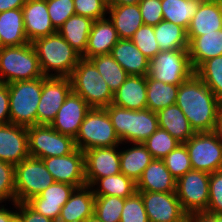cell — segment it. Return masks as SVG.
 <instances>
[{
    "label": "cell",
    "mask_w": 222,
    "mask_h": 222,
    "mask_svg": "<svg viewBox=\"0 0 222 222\" xmlns=\"http://www.w3.org/2000/svg\"><path fill=\"white\" fill-rule=\"evenodd\" d=\"M175 104L195 132L217 130L221 101L196 74L179 85Z\"/></svg>",
    "instance_id": "obj_1"
},
{
    "label": "cell",
    "mask_w": 222,
    "mask_h": 222,
    "mask_svg": "<svg viewBox=\"0 0 222 222\" xmlns=\"http://www.w3.org/2000/svg\"><path fill=\"white\" fill-rule=\"evenodd\" d=\"M32 44L44 76L69 77L82 58L58 32L38 38Z\"/></svg>",
    "instance_id": "obj_2"
},
{
    "label": "cell",
    "mask_w": 222,
    "mask_h": 222,
    "mask_svg": "<svg viewBox=\"0 0 222 222\" xmlns=\"http://www.w3.org/2000/svg\"><path fill=\"white\" fill-rule=\"evenodd\" d=\"M105 109L122 144L143 143L159 128L156 112L149 109L130 110L113 104Z\"/></svg>",
    "instance_id": "obj_3"
},
{
    "label": "cell",
    "mask_w": 222,
    "mask_h": 222,
    "mask_svg": "<svg viewBox=\"0 0 222 222\" xmlns=\"http://www.w3.org/2000/svg\"><path fill=\"white\" fill-rule=\"evenodd\" d=\"M69 78L72 92L81 96L91 108L112 104V91L89 59L81 58Z\"/></svg>",
    "instance_id": "obj_4"
},
{
    "label": "cell",
    "mask_w": 222,
    "mask_h": 222,
    "mask_svg": "<svg viewBox=\"0 0 222 222\" xmlns=\"http://www.w3.org/2000/svg\"><path fill=\"white\" fill-rule=\"evenodd\" d=\"M44 77L32 43L4 47L0 51V82L33 80Z\"/></svg>",
    "instance_id": "obj_5"
},
{
    "label": "cell",
    "mask_w": 222,
    "mask_h": 222,
    "mask_svg": "<svg viewBox=\"0 0 222 222\" xmlns=\"http://www.w3.org/2000/svg\"><path fill=\"white\" fill-rule=\"evenodd\" d=\"M10 123L37 125V108L42 92V77L8 83Z\"/></svg>",
    "instance_id": "obj_6"
},
{
    "label": "cell",
    "mask_w": 222,
    "mask_h": 222,
    "mask_svg": "<svg viewBox=\"0 0 222 222\" xmlns=\"http://www.w3.org/2000/svg\"><path fill=\"white\" fill-rule=\"evenodd\" d=\"M122 144L105 108H91L75 138L76 148L83 152L92 148Z\"/></svg>",
    "instance_id": "obj_7"
},
{
    "label": "cell",
    "mask_w": 222,
    "mask_h": 222,
    "mask_svg": "<svg viewBox=\"0 0 222 222\" xmlns=\"http://www.w3.org/2000/svg\"><path fill=\"white\" fill-rule=\"evenodd\" d=\"M195 74L187 49L160 51L149 62L147 76L165 84L180 85Z\"/></svg>",
    "instance_id": "obj_8"
},
{
    "label": "cell",
    "mask_w": 222,
    "mask_h": 222,
    "mask_svg": "<svg viewBox=\"0 0 222 222\" xmlns=\"http://www.w3.org/2000/svg\"><path fill=\"white\" fill-rule=\"evenodd\" d=\"M16 203L27 202L55 181L40 158L27 157L15 166Z\"/></svg>",
    "instance_id": "obj_9"
},
{
    "label": "cell",
    "mask_w": 222,
    "mask_h": 222,
    "mask_svg": "<svg viewBox=\"0 0 222 222\" xmlns=\"http://www.w3.org/2000/svg\"><path fill=\"white\" fill-rule=\"evenodd\" d=\"M29 155L35 158L65 156L76 149L75 139L61 134L50 125L37 124L27 127Z\"/></svg>",
    "instance_id": "obj_10"
},
{
    "label": "cell",
    "mask_w": 222,
    "mask_h": 222,
    "mask_svg": "<svg viewBox=\"0 0 222 222\" xmlns=\"http://www.w3.org/2000/svg\"><path fill=\"white\" fill-rule=\"evenodd\" d=\"M193 170L213 173L222 162V137L217 131L196 132L184 143Z\"/></svg>",
    "instance_id": "obj_11"
},
{
    "label": "cell",
    "mask_w": 222,
    "mask_h": 222,
    "mask_svg": "<svg viewBox=\"0 0 222 222\" xmlns=\"http://www.w3.org/2000/svg\"><path fill=\"white\" fill-rule=\"evenodd\" d=\"M209 180V173L193 169L176 180L175 193L189 217L195 213L207 212Z\"/></svg>",
    "instance_id": "obj_12"
},
{
    "label": "cell",
    "mask_w": 222,
    "mask_h": 222,
    "mask_svg": "<svg viewBox=\"0 0 222 222\" xmlns=\"http://www.w3.org/2000/svg\"><path fill=\"white\" fill-rule=\"evenodd\" d=\"M71 91L69 77H42V92L37 108V124L50 125Z\"/></svg>",
    "instance_id": "obj_13"
},
{
    "label": "cell",
    "mask_w": 222,
    "mask_h": 222,
    "mask_svg": "<svg viewBox=\"0 0 222 222\" xmlns=\"http://www.w3.org/2000/svg\"><path fill=\"white\" fill-rule=\"evenodd\" d=\"M149 222H189L175 192H138Z\"/></svg>",
    "instance_id": "obj_14"
},
{
    "label": "cell",
    "mask_w": 222,
    "mask_h": 222,
    "mask_svg": "<svg viewBox=\"0 0 222 222\" xmlns=\"http://www.w3.org/2000/svg\"><path fill=\"white\" fill-rule=\"evenodd\" d=\"M55 182L67 183L76 188L86 186L85 154L76 148L65 156H53L42 159Z\"/></svg>",
    "instance_id": "obj_15"
},
{
    "label": "cell",
    "mask_w": 222,
    "mask_h": 222,
    "mask_svg": "<svg viewBox=\"0 0 222 222\" xmlns=\"http://www.w3.org/2000/svg\"><path fill=\"white\" fill-rule=\"evenodd\" d=\"M118 146L98 147L84 151L85 179L88 186L98 178L121 173Z\"/></svg>",
    "instance_id": "obj_16"
},
{
    "label": "cell",
    "mask_w": 222,
    "mask_h": 222,
    "mask_svg": "<svg viewBox=\"0 0 222 222\" xmlns=\"http://www.w3.org/2000/svg\"><path fill=\"white\" fill-rule=\"evenodd\" d=\"M90 109L91 107L81 96L71 91L50 126L57 132L75 139Z\"/></svg>",
    "instance_id": "obj_17"
},
{
    "label": "cell",
    "mask_w": 222,
    "mask_h": 222,
    "mask_svg": "<svg viewBox=\"0 0 222 222\" xmlns=\"http://www.w3.org/2000/svg\"><path fill=\"white\" fill-rule=\"evenodd\" d=\"M29 156L27 127L13 123L0 126V160L16 166Z\"/></svg>",
    "instance_id": "obj_18"
},
{
    "label": "cell",
    "mask_w": 222,
    "mask_h": 222,
    "mask_svg": "<svg viewBox=\"0 0 222 222\" xmlns=\"http://www.w3.org/2000/svg\"><path fill=\"white\" fill-rule=\"evenodd\" d=\"M75 189L76 187L70 184L54 182L26 203L37 213L57 222L62 207L69 200Z\"/></svg>",
    "instance_id": "obj_19"
},
{
    "label": "cell",
    "mask_w": 222,
    "mask_h": 222,
    "mask_svg": "<svg viewBox=\"0 0 222 222\" xmlns=\"http://www.w3.org/2000/svg\"><path fill=\"white\" fill-rule=\"evenodd\" d=\"M22 11L29 43L57 32L50 21L46 0H27Z\"/></svg>",
    "instance_id": "obj_20"
},
{
    "label": "cell",
    "mask_w": 222,
    "mask_h": 222,
    "mask_svg": "<svg viewBox=\"0 0 222 222\" xmlns=\"http://www.w3.org/2000/svg\"><path fill=\"white\" fill-rule=\"evenodd\" d=\"M95 195L88 185L76 188L61 209L57 222H85L94 215Z\"/></svg>",
    "instance_id": "obj_21"
},
{
    "label": "cell",
    "mask_w": 222,
    "mask_h": 222,
    "mask_svg": "<svg viewBox=\"0 0 222 222\" xmlns=\"http://www.w3.org/2000/svg\"><path fill=\"white\" fill-rule=\"evenodd\" d=\"M146 76L129 75L113 93L112 104L130 110L147 109Z\"/></svg>",
    "instance_id": "obj_22"
},
{
    "label": "cell",
    "mask_w": 222,
    "mask_h": 222,
    "mask_svg": "<svg viewBox=\"0 0 222 222\" xmlns=\"http://www.w3.org/2000/svg\"><path fill=\"white\" fill-rule=\"evenodd\" d=\"M137 192H175L176 179L163 160L153 159L136 182Z\"/></svg>",
    "instance_id": "obj_23"
},
{
    "label": "cell",
    "mask_w": 222,
    "mask_h": 222,
    "mask_svg": "<svg viewBox=\"0 0 222 222\" xmlns=\"http://www.w3.org/2000/svg\"><path fill=\"white\" fill-rule=\"evenodd\" d=\"M119 37L109 18L95 20L88 37V44L82 58L89 59L97 55L110 54Z\"/></svg>",
    "instance_id": "obj_24"
},
{
    "label": "cell",
    "mask_w": 222,
    "mask_h": 222,
    "mask_svg": "<svg viewBox=\"0 0 222 222\" xmlns=\"http://www.w3.org/2000/svg\"><path fill=\"white\" fill-rule=\"evenodd\" d=\"M222 29V2L201 1L187 29V37H197Z\"/></svg>",
    "instance_id": "obj_25"
},
{
    "label": "cell",
    "mask_w": 222,
    "mask_h": 222,
    "mask_svg": "<svg viewBox=\"0 0 222 222\" xmlns=\"http://www.w3.org/2000/svg\"><path fill=\"white\" fill-rule=\"evenodd\" d=\"M128 75L146 76L150 60L135 46L131 39H119L110 53Z\"/></svg>",
    "instance_id": "obj_26"
},
{
    "label": "cell",
    "mask_w": 222,
    "mask_h": 222,
    "mask_svg": "<svg viewBox=\"0 0 222 222\" xmlns=\"http://www.w3.org/2000/svg\"><path fill=\"white\" fill-rule=\"evenodd\" d=\"M107 13L119 39H131L135 32L144 25L138 4L108 5Z\"/></svg>",
    "instance_id": "obj_27"
},
{
    "label": "cell",
    "mask_w": 222,
    "mask_h": 222,
    "mask_svg": "<svg viewBox=\"0 0 222 222\" xmlns=\"http://www.w3.org/2000/svg\"><path fill=\"white\" fill-rule=\"evenodd\" d=\"M187 38V50L194 70L204 61L222 55V29Z\"/></svg>",
    "instance_id": "obj_28"
},
{
    "label": "cell",
    "mask_w": 222,
    "mask_h": 222,
    "mask_svg": "<svg viewBox=\"0 0 222 222\" xmlns=\"http://www.w3.org/2000/svg\"><path fill=\"white\" fill-rule=\"evenodd\" d=\"M156 114L159 128L166 130L181 143L187 142L196 133L176 104L160 109Z\"/></svg>",
    "instance_id": "obj_29"
},
{
    "label": "cell",
    "mask_w": 222,
    "mask_h": 222,
    "mask_svg": "<svg viewBox=\"0 0 222 222\" xmlns=\"http://www.w3.org/2000/svg\"><path fill=\"white\" fill-rule=\"evenodd\" d=\"M0 38L4 47L29 43L24 29L22 8L0 12Z\"/></svg>",
    "instance_id": "obj_30"
},
{
    "label": "cell",
    "mask_w": 222,
    "mask_h": 222,
    "mask_svg": "<svg viewBox=\"0 0 222 222\" xmlns=\"http://www.w3.org/2000/svg\"><path fill=\"white\" fill-rule=\"evenodd\" d=\"M94 20L81 15L71 16L57 32L81 56L85 53Z\"/></svg>",
    "instance_id": "obj_31"
},
{
    "label": "cell",
    "mask_w": 222,
    "mask_h": 222,
    "mask_svg": "<svg viewBox=\"0 0 222 222\" xmlns=\"http://www.w3.org/2000/svg\"><path fill=\"white\" fill-rule=\"evenodd\" d=\"M131 145V148L120 151V170L137 182L154 158L143 143H131Z\"/></svg>",
    "instance_id": "obj_32"
},
{
    "label": "cell",
    "mask_w": 222,
    "mask_h": 222,
    "mask_svg": "<svg viewBox=\"0 0 222 222\" xmlns=\"http://www.w3.org/2000/svg\"><path fill=\"white\" fill-rule=\"evenodd\" d=\"M90 187L95 196H116L126 199L137 192L136 182L123 173L98 178Z\"/></svg>",
    "instance_id": "obj_33"
},
{
    "label": "cell",
    "mask_w": 222,
    "mask_h": 222,
    "mask_svg": "<svg viewBox=\"0 0 222 222\" xmlns=\"http://www.w3.org/2000/svg\"><path fill=\"white\" fill-rule=\"evenodd\" d=\"M154 34L160 51L188 49L187 30L182 26L162 20L154 26Z\"/></svg>",
    "instance_id": "obj_34"
},
{
    "label": "cell",
    "mask_w": 222,
    "mask_h": 222,
    "mask_svg": "<svg viewBox=\"0 0 222 222\" xmlns=\"http://www.w3.org/2000/svg\"><path fill=\"white\" fill-rule=\"evenodd\" d=\"M202 0H161L163 20L188 29Z\"/></svg>",
    "instance_id": "obj_35"
},
{
    "label": "cell",
    "mask_w": 222,
    "mask_h": 222,
    "mask_svg": "<svg viewBox=\"0 0 222 222\" xmlns=\"http://www.w3.org/2000/svg\"><path fill=\"white\" fill-rule=\"evenodd\" d=\"M147 109L157 112L176 103L179 85L165 84L146 75Z\"/></svg>",
    "instance_id": "obj_36"
},
{
    "label": "cell",
    "mask_w": 222,
    "mask_h": 222,
    "mask_svg": "<svg viewBox=\"0 0 222 222\" xmlns=\"http://www.w3.org/2000/svg\"><path fill=\"white\" fill-rule=\"evenodd\" d=\"M89 60L95 65L112 93L117 91L129 76L111 54L97 55Z\"/></svg>",
    "instance_id": "obj_37"
},
{
    "label": "cell",
    "mask_w": 222,
    "mask_h": 222,
    "mask_svg": "<svg viewBox=\"0 0 222 222\" xmlns=\"http://www.w3.org/2000/svg\"><path fill=\"white\" fill-rule=\"evenodd\" d=\"M195 74L222 102V55L204 61L195 70Z\"/></svg>",
    "instance_id": "obj_38"
},
{
    "label": "cell",
    "mask_w": 222,
    "mask_h": 222,
    "mask_svg": "<svg viewBox=\"0 0 222 222\" xmlns=\"http://www.w3.org/2000/svg\"><path fill=\"white\" fill-rule=\"evenodd\" d=\"M124 198L95 196L94 215L102 222H120Z\"/></svg>",
    "instance_id": "obj_39"
},
{
    "label": "cell",
    "mask_w": 222,
    "mask_h": 222,
    "mask_svg": "<svg viewBox=\"0 0 222 222\" xmlns=\"http://www.w3.org/2000/svg\"><path fill=\"white\" fill-rule=\"evenodd\" d=\"M143 144L154 159L162 160L181 142L172 137L166 130L158 128Z\"/></svg>",
    "instance_id": "obj_40"
},
{
    "label": "cell",
    "mask_w": 222,
    "mask_h": 222,
    "mask_svg": "<svg viewBox=\"0 0 222 222\" xmlns=\"http://www.w3.org/2000/svg\"><path fill=\"white\" fill-rule=\"evenodd\" d=\"M162 160L176 180L192 170L189 154L184 143L179 144Z\"/></svg>",
    "instance_id": "obj_41"
},
{
    "label": "cell",
    "mask_w": 222,
    "mask_h": 222,
    "mask_svg": "<svg viewBox=\"0 0 222 222\" xmlns=\"http://www.w3.org/2000/svg\"><path fill=\"white\" fill-rule=\"evenodd\" d=\"M135 46L142 54L151 60L156 56L160 49L154 34V26L142 25L131 38Z\"/></svg>",
    "instance_id": "obj_42"
},
{
    "label": "cell",
    "mask_w": 222,
    "mask_h": 222,
    "mask_svg": "<svg viewBox=\"0 0 222 222\" xmlns=\"http://www.w3.org/2000/svg\"><path fill=\"white\" fill-rule=\"evenodd\" d=\"M50 21L55 28H59L73 15H75L73 0H46Z\"/></svg>",
    "instance_id": "obj_43"
},
{
    "label": "cell",
    "mask_w": 222,
    "mask_h": 222,
    "mask_svg": "<svg viewBox=\"0 0 222 222\" xmlns=\"http://www.w3.org/2000/svg\"><path fill=\"white\" fill-rule=\"evenodd\" d=\"M120 222H149L143 199L138 192L124 199Z\"/></svg>",
    "instance_id": "obj_44"
},
{
    "label": "cell",
    "mask_w": 222,
    "mask_h": 222,
    "mask_svg": "<svg viewBox=\"0 0 222 222\" xmlns=\"http://www.w3.org/2000/svg\"><path fill=\"white\" fill-rule=\"evenodd\" d=\"M15 166L0 160V204L5 201L16 203Z\"/></svg>",
    "instance_id": "obj_45"
},
{
    "label": "cell",
    "mask_w": 222,
    "mask_h": 222,
    "mask_svg": "<svg viewBox=\"0 0 222 222\" xmlns=\"http://www.w3.org/2000/svg\"><path fill=\"white\" fill-rule=\"evenodd\" d=\"M75 14L92 20L104 19L108 12L107 0H73Z\"/></svg>",
    "instance_id": "obj_46"
},
{
    "label": "cell",
    "mask_w": 222,
    "mask_h": 222,
    "mask_svg": "<svg viewBox=\"0 0 222 222\" xmlns=\"http://www.w3.org/2000/svg\"><path fill=\"white\" fill-rule=\"evenodd\" d=\"M207 212L222 214V171L220 170L210 174Z\"/></svg>",
    "instance_id": "obj_47"
},
{
    "label": "cell",
    "mask_w": 222,
    "mask_h": 222,
    "mask_svg": "<svg viewBox=\"0 0 222 222\" xmlns=\"http://www.w3.org/2000/svg\"><path fill=\"white\" fill-rule=\"evenodd\" d=\"M138 5L144 25L156 26L163 20L161 0H140Z\"/></svg>",
    "instance_id": "obj_48"
},
{
    "label": "cell",
    "mask_w": 222,
    "mask_h": 222,
    "mask_svg": "<svg viewBox=\"0 0 222 222\" xmlns=\"http://www.w3.org/2000/svg\"><path fill=\"white\" fill-rule=\"evenodd\" d=\"M12 205L18 209L17 216L21 222H55L54 220L37 213L26 202L13 203Z\"/></svg>",
    "instance_id": "obj_49"
},
{
    "label": "cell",
    "mask_w": 222,
    "mask_h": 222,
    "mask_svg": "<svg viewBox=\"0 0 222 222\" xmlns=\"http://www.w3.org/2000/svg\"><path fill=\"white\" fill-rule=\"evenodd\" d=\"M10 123L8 84L0 82V126Z\"/></svg>",
    "instance_id": "obj_50"
},
{
    "label": "cell",
    "mask_w": 222,
    "mask_h": 222,
    "mask_svg": "<svg viewBox=\"0 0 222 222\" xmlns=\"http://www.w3.org/2000/svg\"><path fill=\"white\" fill-rule=\"evenodd\" d=\"M189 222H222V214L199 212L189 217Z\"/></svg>",
    "instance_id": "obj_51"
},
{
    "label": "cell",
    "mask_w": 222,
    "mask_h": 222,
    "mask_svg": "<svg viewBox=\"0 0 222 222\" xmlns=\"http://www.w3.org/2000/svg\"><path fill=\"white\" fill-rule=\"evenodd\" d=\"M27 0H0V12L22 8Z\"/></svg>",
    "instance_id": "obj_52"
},
{
    "label": "cell",
    "mask_w": 222,
    "mask_h": 222,
    "mask_svg": "<svg viewBox=\"0 0 222 222\" xmlns=\"http://www.w3.org/2000/svg\"><path fill=\"white\" fill-rule=\"evenodd\" d=\"M17 215V210L11 211L5 208V206L0 207V222H11V220Z\"/></svg>",
    "instance_id": "obj_53"
},
{
    "label": "cell",
    "mask_w": 222,
    "mask_h": 222,
    "mask_svg": "<svg viewBox=\"0 0 222 222\" xmlns=\"http://www.w3.org/2000/svg\"><path fill=\"white\" fill-rule=\"evenodd\" d=\"M140 0H107L108 5L138 4Z\"/></svg>",
    "instance_id": "obj_54"
},
{
    "label": "cell",
    "mask_w": 222,
    "mask_h": 222,
    "mask_svg": "<svg viewBox=\"0 0 222 222\" xmlns=\"http://www.w3.org/2000/svg\"><path fill=\"white\" fill-rule=\"evenodd\" d=\"M216 131L222 137V102H221V106H220V109H219L218 126H217V130Z\"/></svg>",
    "instance_id": "obj_55"
},
{
    "label": "cell",
    "mask_w": 222,
    "mask_h": 222,
    "mask_svg": "<svg viewBox=\"0 0 222 222\" xmlns=\"http://www.w3.org/2000/svg\"><path fill=\"white\" fill-rule=\"evenodd\" d=\"M85 222H102L95 215L89 217Z\"/></svg>",
    "instance_id": "obj_56"
},
{
    "label": "cell",
    "mask_w": 222,
    "mask_h": 222,
    "mask_svg": "<svg viewBox=\"0 0 222 222\" xmlns=\"http://www.w3.org/2000/svg\"><path fill=\"white\" fill-rule=\"evenodd\" d=\"M11 222H21L19 217L16 215L12 220Z\"/></svg>",
    "instance_id": "obj_57"
},
{
    "label": "cell",
    "mask_w": 222,
    "mask_h": 222,
    "mask_svg": "<svg viewBox=\"0 0 222 222\" xmlns=\"http://www.w3.org/2000/svg\"><path fill=\"white\" fill-rule=\"evenodd\" d=\"M3 48H4V46H3V43H2L1 38H0V51H1Z\"/></svg>",
    "instance_id": "obj_58"
},
{
    "label": "cell",
    "mask_w": 222,
    "mask_h": 222,
    "mask_svg": "<svg viewBox=\"0 0 222 222\" xmlns=\"http://www.w3.org/2000/svg\"><path fill=\"white\" fill-rule=\"evenodd\" d=\"M202 1H219V2H222V0H202Z\"/></svg>",
    "instance_id": "obj_59"
}]
</instances>
